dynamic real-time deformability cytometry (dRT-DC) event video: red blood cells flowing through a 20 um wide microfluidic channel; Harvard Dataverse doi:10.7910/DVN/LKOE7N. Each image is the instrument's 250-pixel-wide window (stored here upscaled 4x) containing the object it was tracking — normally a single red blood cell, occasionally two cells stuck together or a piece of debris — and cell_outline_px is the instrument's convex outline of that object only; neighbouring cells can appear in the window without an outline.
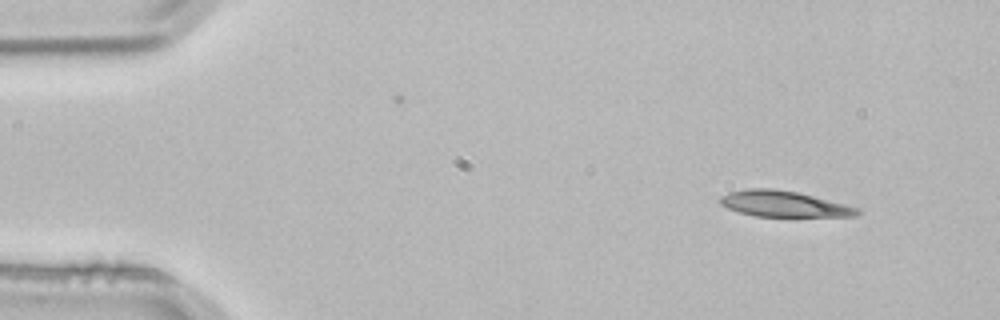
{"species": "common noctule bat (a hibernating species)", "species_latin": "Nyctalus noctula", "temperature_condition": "room temperature", "stored_images_in_passage": 2, "camera_frame_rate_fps": 3000, "um_per_image_px": 0.085, "animal": {"sex": "male", "body_mass_g": 21.5, "forearm_length_mm": 52.0}, "frame": {"image": 1, "passage_image": 2, "time_ms": 0.333, "image_size_px": [1000, 320], "cell_outline_px": [[864, 212], [856, 216], [756, 216], [740, 212], [728, 208], [720, 204], [720, 196], [728, 192], [748, 188], [772, 188], [796, 192], [860, 208]], "centroid_in_image_um": [66.62, 17.33], "position_along_channel_um": 18.4, "area_um2": 20.52}}